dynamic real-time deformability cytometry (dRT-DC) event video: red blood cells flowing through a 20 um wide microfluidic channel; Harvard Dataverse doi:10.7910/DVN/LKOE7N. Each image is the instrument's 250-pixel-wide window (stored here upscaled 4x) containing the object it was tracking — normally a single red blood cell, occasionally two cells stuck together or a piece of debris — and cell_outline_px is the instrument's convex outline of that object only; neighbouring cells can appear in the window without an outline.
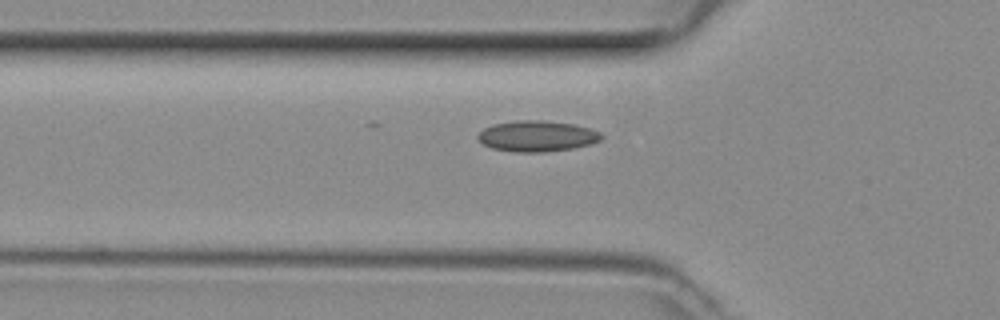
{"species": "common noctule bat (a hibernating species)", "species_latin": "Nyctalus noctula", "temperature_condition": "room temperature", "stored_images_in_passage": 28, "camera_frame_rate_fps": 3000, "um_per_image_px": 0.085, "animal": {"sex": "female", "body_mass_g": 29.2, "forearm_length_mm": 56.3}, "frame": {"image": 1, "passage_image": 6, "time_ms": 1.667, "image_size_px": [1000, 320], "cell_outline_px": [[604, 136], [600, 140], [592, 144], [572, 148], [544, 152], [516, 152], [492, 148], [484, 144], [476, 136], [484, 128], [492, 124], [516, 120], [544, 120], [572, 124], [588, 128], [600, 132]], "centroid_in_image_um": [45.65, 11.56], "position_along_channel_um": 80.2, "area_um2": 22.2}}
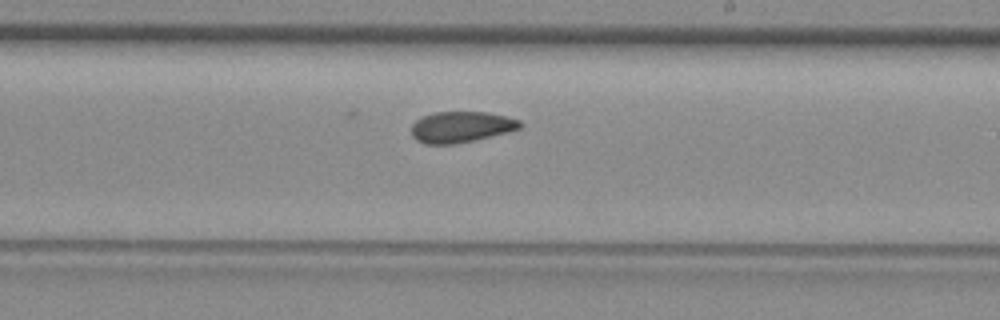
{"frame": {"image": 2, "passage_image": 18, "time_ms": 5.667, "image_size_px": [1000, 320], "cell_outline_px": [[524, 124], [520, 128], [472, 140], [452, 144], [424, 144], [416, 140], [412, 136], [412, 124], [416, 120], [424, 116], [436, 112], [484, 112], [508, 116], [520, 120]], "centroid_in_image_um": [39.18, 10.78], "position_along_channel_um": 249.8, "area_um2": 19.36}}
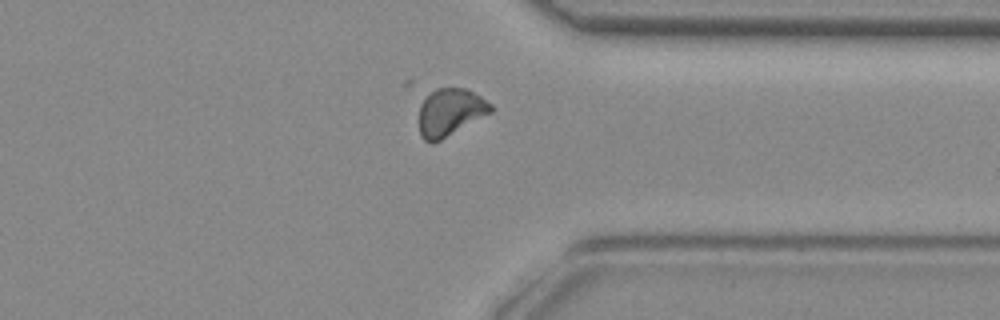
{"frame": {"image": 3, "passage_image": 27, "time_ms": 8.667, "image_size_px": [1000, 320], "cell_outline_px": [[492, 112], [440, 140], [432, 144], [424, 140], [420, 136], [420, 104], [436, 88], [468, 88], [492, 104]], "centroid_in_image_um": [38.27, 9.54], "position_along_channel_um": 373.1, "area_um2": 19.65}}